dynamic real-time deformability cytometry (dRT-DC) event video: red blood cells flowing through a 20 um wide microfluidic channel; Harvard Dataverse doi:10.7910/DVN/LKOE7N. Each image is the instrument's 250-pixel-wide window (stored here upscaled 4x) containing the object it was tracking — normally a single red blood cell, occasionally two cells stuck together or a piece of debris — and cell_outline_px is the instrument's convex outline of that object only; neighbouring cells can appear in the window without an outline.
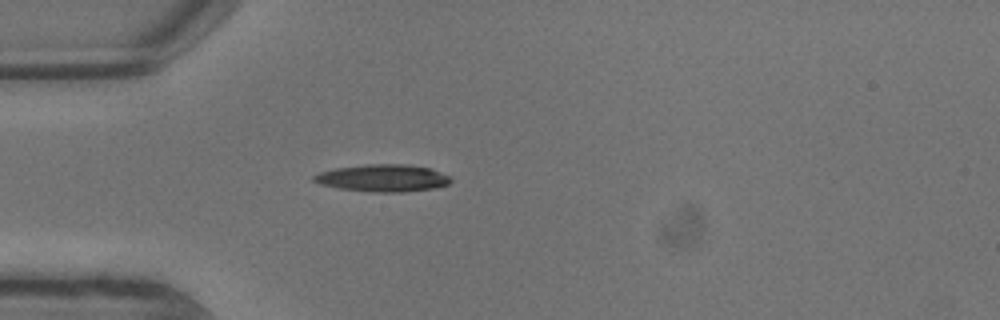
{"species": "common noctule bat (a hibernating species)", "species_latin": "Nyctalus noctula", "temperature_condition": "warm", "stored_images_in_passage": 5, "camera_frame_rate_fps": 3000, "um_per_image_px": 0.085, "animal": {"sex": "male", "body_mass_g": 13.3}, "frame": {"image": 1, "passage_image": 5, "time_ms": 1.333, "image_size_px": [1000, 320], "cell_outline_px": [[452, 180], [448, 184], [436, 188], [404, 192], [372, 192], [340, 188], [320, 184], [312, 180], [312, 176], [320, 172], [336, 168], [364, 164], [408, 164], [428, 168], [452, 176]], "centroid_in_image_um": [32.56, 15.13], "position_along_channel_um": 52.4, "area_um2": 21.79}}